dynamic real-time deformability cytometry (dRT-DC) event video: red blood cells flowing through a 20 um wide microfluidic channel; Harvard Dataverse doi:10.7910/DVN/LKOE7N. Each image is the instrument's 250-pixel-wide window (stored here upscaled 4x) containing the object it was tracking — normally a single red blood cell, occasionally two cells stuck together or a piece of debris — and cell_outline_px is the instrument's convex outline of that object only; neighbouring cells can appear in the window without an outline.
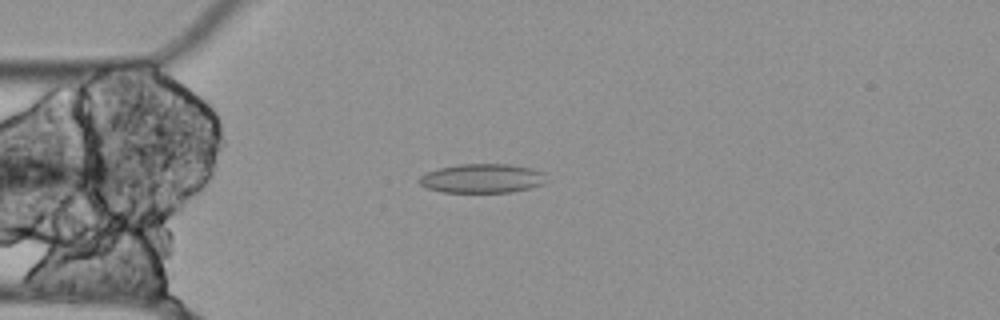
{"species": "Egyptian fruit bat (a non-hibernating species)", "species_latin": "Rousettus aegyptiacus", "temperature_condition": "cold", "stored_images_in_passage": 42, "segment_of_instrument_passage": [1, 3], "camera_frame_rate_fps": 3000, "um_per_image_px": 0.085, "animal": {"sex": "female"}, "frame": {"image": 1, "passage_image": 1, "time_ms": 0.0, "image_size_px": [1000, 320], "cell_outline_px": [[548, 180], [544, 184], [512, 192], [440, 192], [424, 188], [416, 180], [420, 176], [428, 172], [440, 168], [456, 164], [508, 164], [532, 168], [544, 172]], "centroid_in_image_um": [40.98, 15.16], "position_along_channel_um": 44.0, "area_um2": 21.85}}